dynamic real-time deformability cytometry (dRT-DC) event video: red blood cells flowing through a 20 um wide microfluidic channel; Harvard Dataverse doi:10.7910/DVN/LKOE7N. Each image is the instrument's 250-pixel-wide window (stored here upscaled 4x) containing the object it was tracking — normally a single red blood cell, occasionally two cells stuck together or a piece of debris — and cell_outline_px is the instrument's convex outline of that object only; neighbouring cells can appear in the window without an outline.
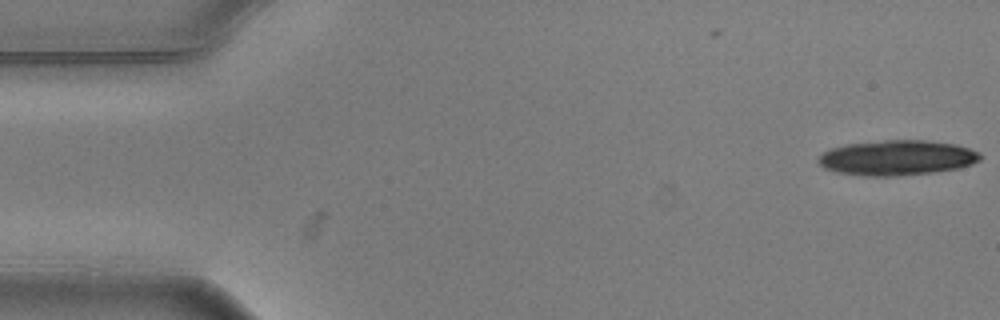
{"species": "common noctule bat (a hibernating species)", "species_latin": "Nyctalus noctula", "temperature_condition": "warm", "stored_images_in_passage": 2, "camera_frame_rate_fps": 3000, "um_per_image_px": 0.085, "animal": {"sex": "male", "body_mass_g": 20.5, "forearm_length_mm": 52.5}, "frame": {"image": 1, "passage_image": 2, "time_ms": 0.333, "image_size_px": [1000, 320], "cell_outline_px": [[980, 160], [972, 164], [960, 168], [932, 172], [900, 176], [860, 176], [836, 172], [824, 168], [816, 160], [824, 152], [832, 148], [848, 144], [884, 140], [924, 140], [956, 144], [980, 152]], "centroid_in_image_um": [76.25, 13.42], "position_along_channel_um": 8.8, "area_um2": 33.18}}